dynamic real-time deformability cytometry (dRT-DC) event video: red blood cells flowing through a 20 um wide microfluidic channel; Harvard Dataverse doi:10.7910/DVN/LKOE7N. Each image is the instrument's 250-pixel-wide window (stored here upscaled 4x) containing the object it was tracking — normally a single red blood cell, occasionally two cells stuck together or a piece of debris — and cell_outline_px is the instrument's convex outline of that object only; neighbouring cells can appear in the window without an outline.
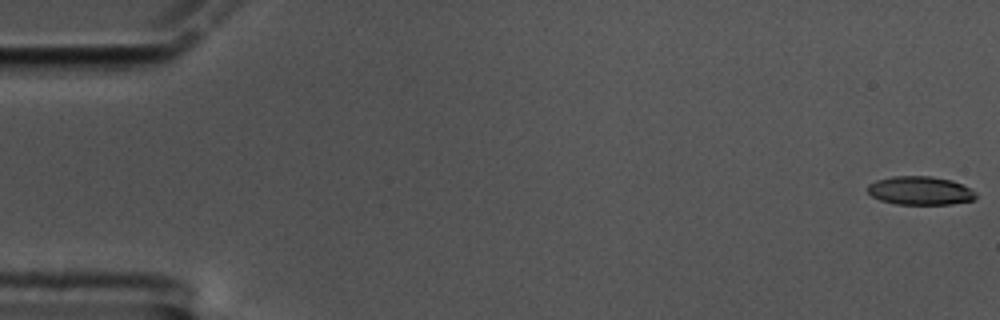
{"species": "common noctule bat (a hibernating species)", "species_latin": "Nyctalus noctula", "temperature_condition": "cold", "stored_images_in_passage": 60, "camera_frame_rate_fps": 3000, "um_per_image_px": 0.085, "animal": {"sex": "male", "body_mass_g": 17.5, "forearm_length_mm": 52.3}, "frame": {"image": 1, "passage_image": 1, "time_ms": 0.0, "image_size_px": [1000, 320], "cell_outline_px": [[976, 196], [972, 200], [952, 204], [896, 204], [880, 200], [872, 196], [868, 192], [868, 184], [876, 180], [892, 176], [932, 176], [952, 180], [976, 192]], "centroid_in_image_um": [78.19, 16.2], "position_along_channel_um": 6.8, "area_um2": 17.92}}
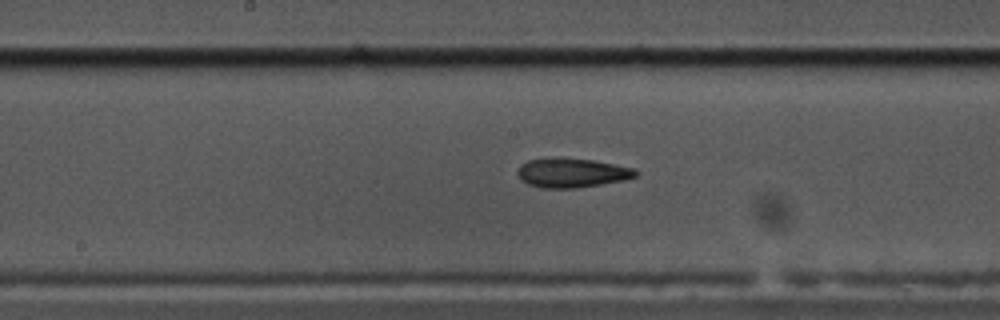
{"frame": {"image": 2, "passage_image": 31, "time_ms": 10.0, "image_size_px": [1000, 320], "cell_outline_px": [[636, 176], [624, 180], [576, 188], [540, 188], [528, 184], [520, 180], [516, 172], [520, 164], [528, 160], [560, 156], [592, 160], [636, 168]], "centroid_in_image_um": [48.55, 14.67], "position_along_channel_um": 199.6, "area_um2": 20.46}}
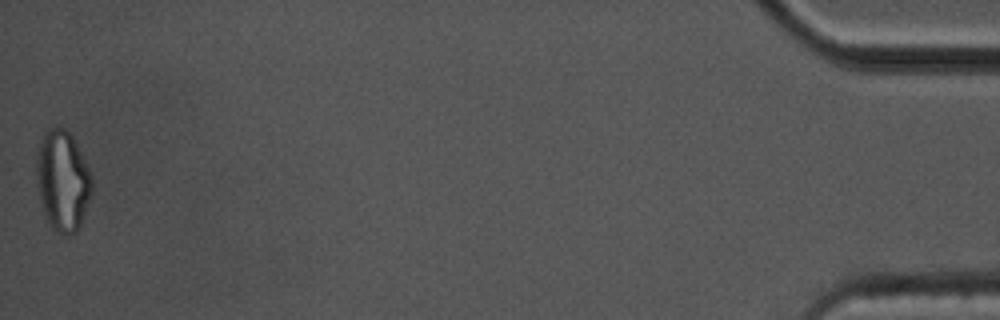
{"frame": {"image": 3, "passage_image": 60, "time_ms": 19.667, "image_size_px": [1000, 320], "cell_outline_px": [[92, 192], [80, 224], [76, 232], [68, 236], [64, 236], [56, 232], [48, 224], [44, 216], [36, 184], [36, 152], [40, 140], [44, 132], [48, 128], [64, 128], [72, 136], [92, 176]], "centroid_in_image_um": [5.29, 15.39], "position_along_channel_um": 429.9, "area_um2": 32.71}, "authors_computed_cell_mechanics": {"area_um2": 19.9121, "velocity_mm_per_s": 3.3769, "shape_relaxation_time_tau1_ms": 11.3856, "shape_relaxation_time_tau2_ms": 2.2217, "deformation_change_tau1": 0.2647, "deformation_change_tau2": 0.0999}}